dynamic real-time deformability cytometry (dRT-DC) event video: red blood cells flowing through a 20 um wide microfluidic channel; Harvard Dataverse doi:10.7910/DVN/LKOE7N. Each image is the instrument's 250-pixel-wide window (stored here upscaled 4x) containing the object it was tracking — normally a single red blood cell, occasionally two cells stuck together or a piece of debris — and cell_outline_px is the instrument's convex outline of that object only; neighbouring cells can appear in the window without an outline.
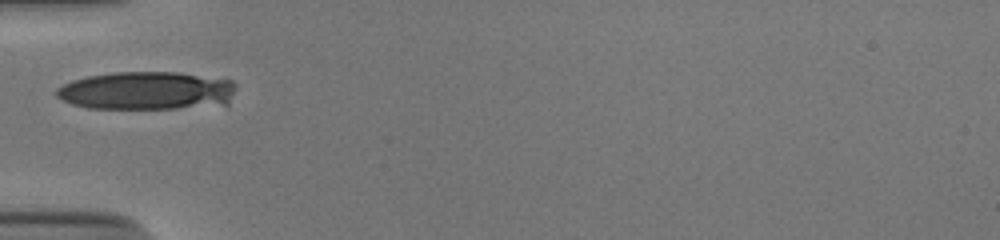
{"species": "human", "species_latin": "Homo sapiens", "temperature_condition": "cold", "stored_images_in_passage": 27, "camera_frame_rate_fps": 3000, "um_per_image_px": 0.085, "donor": {"sex": "male"}, "frame": {"image": 1, "passage_image": 1, "time_ms": 0.0, "image_size_px": [1000, 240], "cell_outline_px": [[236, 88], [228, 108], [88, 108], [72, 104], [56, 96], [56, 88], [72, 80], [88, 76], [116, 72], [180, 72], [232, 80], [236, 84]], "centroid_in_image_um": [12.61, 7.73], "position_along_channel_um": 72.4, "area_um2": 40.81}}
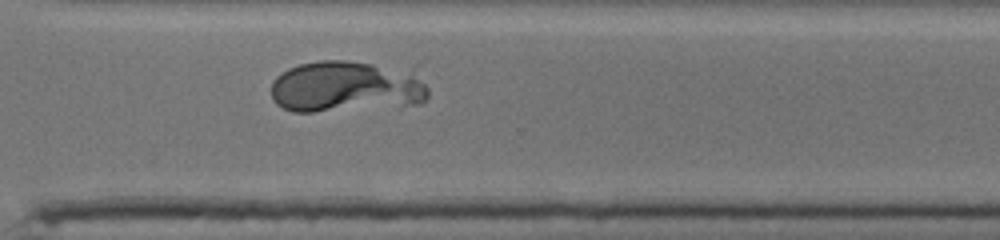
{"frame": {"image": 2, "passage_image": 22, "time_ms": 7.0, "image_size_px": [1000, 240], "cell_outline_px": [[428, 96], [420, 104], [400, 108], [312, 112], [292, 112], [276, 104], [272, 100], [272, 84], [276, 76], [288, 68], [300, 64], [320, 60], [348, 60], [372, 64], [412, 76], [424, 84], [428, 88]], "centroid_in_image_um": [29.33, 7.44], "position_along_channel_um": 341.3, "area_um2": 46.88}}
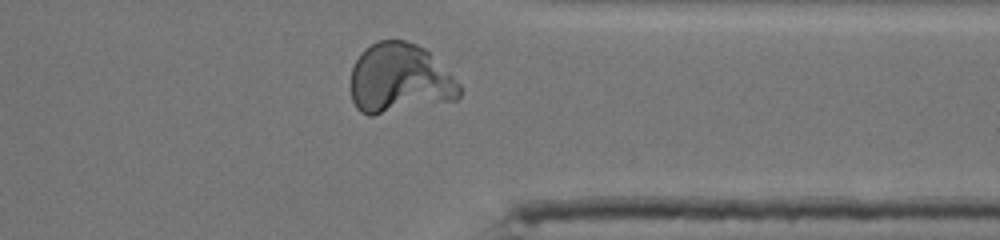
{"frame": {"image": 3, "passage_image": 25, "time_ms": 8.0, "image_size_px": [1000, 240], "cell_outline_px": [[460, 96], [456, 100], [372, 116], [368, 116], [360, 112], [356, 108], [352, 100], [352, 68], [360, 52], [364, 48], [376, 40], [404, 40], [416, 44], [424, 48], [460, 84]], "centroid_in_image_um": [33.94, 6.69], "position_along_channel_um": 377.5, "area_um2": 44.22}}